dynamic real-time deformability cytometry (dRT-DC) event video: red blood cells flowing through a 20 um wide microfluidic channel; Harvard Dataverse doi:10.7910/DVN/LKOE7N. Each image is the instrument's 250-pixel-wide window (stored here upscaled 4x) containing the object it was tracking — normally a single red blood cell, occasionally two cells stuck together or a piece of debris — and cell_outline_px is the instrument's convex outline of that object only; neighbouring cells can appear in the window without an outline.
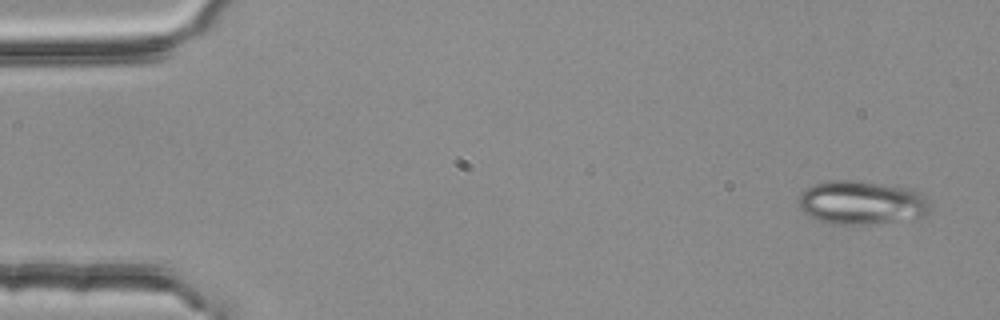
{"species": "common noctule bat (a hibernating species)", "species_latin": "Nyctalus noctula", "temperature_condition": "room temperature", "stored_images_in_passage": 5, "camera_frame_rate_fps": 3000, "um_per_image_px": 0.085, "animal": {"sex": "female", "body_mass_g": 25.1}, "frame": {"image": 1, "passage_image": 1, "time_ms": 0.0, "image_size_px": [1000, 320], "cell_outline_px": [[932, 212], [924, 216], [864, 224], [832, 224], [816, 220], [804, 212], [796, 204], [796, 200], [800, 192], [816, 184], [832, 180], [848, 180], [904, 188], [916, 192], [924, 196], [928, 200], [932, 208]], "centroid_in_image_um": [73.17, 17.24], "position_along_channel_um": 11.8, "area_um2": 32.95}}